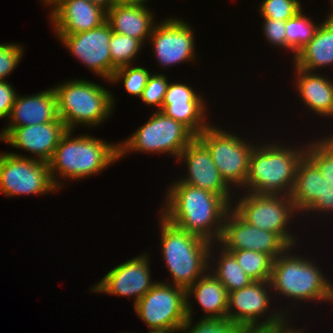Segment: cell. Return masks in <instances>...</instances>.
Returning <instances> with one entry per match:
<instances>
[{
  "label": "cell",
  "mask_w": 333,
  "mask_h": 333,
  "mask_svg": "<svg viewBox=\"0 0 333 333\" xmlns=\"http://www.w3.org/2000/svg\"><path fill=\"white\" fill-rule=\"evenodd\" d=\"M162 216L171 224L216 245L231 209L223 197L179 180L169 185Z\"/></svg>",
  "instance_id": "obj_1"
},
{
  "label": "cell",
  "mask_w": 333,
  "mask_h": 333,
  "mask_svg": "<svg viewBox=\"0 0 333 333\" xmlns=\"http://www.w3.org/2000/svg\"><path fill=\"white\" fill-rule=\"evenodd\" d=\"M72 134L71 130H67L48 162L51 178L57 189L62 188L59 176L63 180L65 177L72 180L88 178L101 173L119 160L118 143L110 144L88 134L77 137Z\"/></svg>",
  "instance_id": "obj_2"
},
{
  "label": "cell",
  "mask_w": 333,
  "mask_h": 333,
  "mask_svg": "<svg viewBox=\"0 0 333 333\" xmlns=\"http://www.w3.org/2000/svg\"><path fill=\"white\" fill-rule=\"evenodd\" d=\"M277 143L257 144L252 149L244 186L248 191L245 192L290 196L298 164L306 149Z\"/></svg>",
  "instance_id": "obj_3"
},
{
  "label": "cell",
  "mask_w": 333,
  "mask_h": 333,
  "mask_svg": "<svg viewBox=\"0 0 333 333\" xmlns=\"http://www.w3.org/2000/svg\"><path fill=\"white\" fill-rule=\"evenodd\" d=\"M161 253L172 285L187 290L209 270L211 242L171 224L160 214Z\"/></svg>",
  "instance_id": "obj_4"
},
{
  "label": "cell",
  "mask_w": 333,
  "mask_h": 333,
  "mask_svg": "<svg viewBox=\"0 0 333 333\" xmlns=\"http://www.w3.org/2000/svg\"><path fill=\"white\" fill-rule=\"evenodd\" d=\"M294 248L295 246L288 247L273 260L270 277L273 292L287 299L291 298L294 302L313 300L312 302L332 303L333 284H330V280L310 258L292 254L290 251H294Z\"/></svg>",
  "instance_id": "obj_5"
},
{
  "label": "cell",
  "mask_w": 333,
  "mask_h": 333,
  "mask_svg": "<svg viewBox=\"0 0 333 333\" xmlns=\"http://www.w3.org/2000/svg\"><path fill=\"white\" fill-rule=\"evenodd\" d=\"M52 88L56 94L58 117L67 130L75 132L77 124L98 126L114 110L112 92L86 79L68 80Z\"/></svg>",
  "instance_id": "obj_6"
},
{
  "label": "cell",
  "mask_w": 333,
  "mask_h": 333,
  "mask_svg": "<svg viewBox=\"0 0 333 333\" xmlns=\"http://www.w3.org/2000/svg\"><path fill=\"white\" fill-rule=\"evenodd\" d=\"M196 138L184 125L157 111L123 142L118 143L119 159L128 152L170 154L180 153Z\"/></svg>",
  "instance_id": "obj_7"
},
{
  "label": "cell",
  "mask_w": 333,
  "mask_h": 333,
  "mask_svg": "<svg viewBox=\"0 0 333 333\" xmlns=\"http://www.w3.org/2000/svg\"><path fill=\"white\" fill-rule=\"evenodd\" d=\"M270 292L272 294L270 281H253L244 288L228 293L226 318L239 323L247 331L271 330L284 326L287 323L286 321L289 320L288 310L292 309H284L286 312L276 310V313L275 311L273 313L269 312L271 315L265 316L268 313L267 310L271 308L270 298L272 297L271 294L269 296Z\"/></svg>",
  "instance_id": "obj_8"
},
{
  "label": "cell",
  "mask_w": 333,
  "mask_h": 333,
  "mask_svg": "<svg viewBox=\"0 0 333 333\" xmlns=\"http://www.w3.org/2000/svg\"><path fill=\"white\" fill-rule=\"evenodd\" d=\"M245 193L232 208L247 223L278 234L290 247L297 246V235L289 233L287 228L297 214L290 196Z\"/></svg>",
  "instance_id": "obj_9"
},
{
  "label": "cell",
  "mask_w": 333,
  "mask_h": 333,
  "mask_svg": "<svg viewBox=\"0 0 333 333\" xmlns=\"http://www.w3.org/2000/svg\"><path fill=\"white\" fill-rule=\"evenodd\" d=\"M238 136V137H237ZM223 129L210 125L197 138L206 146L225 182L239 189L246 183L254 145Z\"/></svg>",
  "instance_id": "obj_10"
},
{
  "label": "cell",
  "mask_w": 333,
  "mask_h": 333,
  "mask_svg": "<svg viewBox=\"0 0 333 333\" xmlns=\"http://www.w3.org/2000/svg\"><path fill=\"white\" fill-rule=\"evenodd\" d=\"M58 191L49 164L25 155L0 154V192L6 197L17 195H45Z\"/></svg>",
  "instance_id": "obj_11"
},
{
  "label": "cell",
  "mask_w": 333,
  "mask_h": 333,
  "mask_svg": "<svg viewBox=\"0 0 333 333\" xmlns=\"http://www.w3.org/2000/svg\"><path fill=\"white\" fill-rule=\"evenodd\" d=\"M133 307L149 330L182 329L187 319L186 290L157 282Z\"/></svg>",
  "instance_id": "obj_12"
},
{
  "label": "cell",
  "mask_w": 333,
  "mask_h": 333,
  "mask_svg": "<svg viewBox=\"0 0 333 333\" xmlns=\"http://www.w3.org/2000/svg\"><path fill=\"white\" fill-rule=\"evenodd\" d=\"M226 251L252 250L263 252L275 260L290 247L278 234L247 223L232 207L228 211L220 240Z\"/></svg>",
  "instance_id": "obj_13"
},
{
  "label": "cell",
  "mask_w": 333,
  "mask_h": 333,
  "mask_svg": "<svg viewBox=\"0 0 333 333\" xmlns=\"http://www.w3.org/2000/svg\"><path fill=\"white\" fill-rule=\"evenodd\" d=\"M112 30L107 22L75 34H56L61 44L91 72L110 83L111 56L109 43Z\"/></svg>",
  "instance_id": "obj_14"
},
{
  "label": "cell",
  "mask_w": 333,
  "mask_h": 333,
  "mask_svg": "<svg viewBox=\"0 0 333 333\" xmlns=\"http://www.w3.org/2000/svg\"><path fill=\"white\" fill-rule=\"evenodd\" d=\"M164 20L154 26L148 40L153 45L160 67L195 60L196 38L192 26L177 17Z\"/></svg>",
  "instance_id": "obj_15"
},
{
  "label": "cell",
  "mask_w": 333,
  "mask_h": 333,
  "mask_svg": "<svg viewBox=\"0 0 333 333\" xmlns=\"http://www.w3.org/2000/svg\"><path fill=\"white\" fill-rule=\"evenodd\" d=\"M147 253L129 259L112 268L91 292H104L111 295L134 296L135 305L156 283L151 281L150 259Z\"/></svg>",
  "instance_id": "obj_16"
},
{
  "label": "cell",
  "mask_w": 333,
  "mask_h": 333,
  "mask_svg": "<svg viewBox=\"0 0 333 333\" xmlns=\"http://www.w3.org/2000/svg\"><path fill=\"white\" fill-rule=\"evenodd\" d=\"M178 161H184L188 168L187 177L178 179L181 183L217 194L230 205L235 203L231 199L232 188L221 177L210 152L197 137L180 153Z\"/></svg>",
  "instance_id": "obj_17"
},
{
  "label": "cell",
  "mask_w": 333,
  "mask_h": 333,
  "mask_svg": "<svg viewBox=\"0 0 333 333\" xmlns=\"http://www.w3.org/2000/svg\"><path fill=\"white\" fill-rule=\"evenodd\" d=\"M200 95L187 84L169 83L160 111L186 126L197 137L211 125L206 121V100Z\"/></svg>",
  "instance_id": "obj_18"
},
{
  "label": "cell",
  "mask_w": 333,
  "mask_h": 333,
  "mask_svg": "<svg viewBox=\"0 0 333 333\" xmlns=\"http://www.w3.org/2000/svg\"><path fill=\"white\" fill-rule=\"evenodd\" d=\"M1 132L4 142L36 155L31 158L48 163L67 128L63 121H53L24 127H5Z\"/></svg>",
  "instance_id": "obj_19"
},
{
  "label": "cell",
  "mask_w": 333,
  "mask_h": 333,
  "mask_svg": "<svg viewBox=\"0 0 333 333\" xmlns=\"http://www.w3.org/2000/svg\"><path fill=\"white\" fill-rule=\"evenodd\" d=\"M51 9V24L56 34L88 31L106 22V10L90 0H59Z\"/></svg>",
  "instance_id": "obj_20"
},
{
  "label": "cell",
  "mask_w": 333,
  "mask_h": 333,
  "mask_svg": "<svg viewBox=\"0 0 333 333\" xmlns=\"http://www.w3.org/2000/svg\"><path fill=\"white\" fill-rule=\"evenodd\" d=\"M7 127H24L53 121H62L58 117L57 99L53 88L39 93L18 96L12 106Z\"/></svg>",
  "instance_id": "obj_21"
},
{
  "label": "cell",
  "mask_w": 333,
  "mask_h": 333,
  "mask_svg": "<svg viewBox=\"0 0 333 333\" xmlns=\"http://www.w3.org/2000/svg\"><path fill=\"white\" fill-rule=\"evenodd\" d=\"M146 5H113L106 11V22L111 30L136 38L142 44L149 40L154 26L153 11ZM152 11V12H151Z\"/></svg>",
  "instance_id": "obj_22"
},
{
  "label": "cell",
  "mask_w": 333,
  "mask_h": 333,
  "mask_svg": "<svg viewBox=\"0 0 333 333\" xmlns=\"http://www.w3.org/2000/svg\"><path fill=\"white\" fill-rule=\"evenodd\" d=\"M201 306L203 318H226L228 309V293L222 283L210 271L206 272L186 290V313L193 314L189 297Z\"/></svg>",
  "instance_id": "obj_23"
},
{
  "label": "cell",
  "mask_w": 333,
  "mask_h": 333,
  "mask_svg": "<svg viewBox=\"0 0 333 333\" xmlns=\"http://www.w3.org/2000/svg\"><path fill=\"white\" fill-rule=\"evenodd\" d=\"M295 87L304 105L320 116L333 117V82L319 73L295 67Z\"/></svg>",
  "instance_id": "obj_24"
},
{
  "label": "cell",
  "mask_w": 333,
  "mask_h": 333,
  "mask_svg": "<svg viewBox=\"0 0 333 333\" xmlns=\"http://www.w3.org/2000/svg\"><path fill=\"white\" fill-rule=\"evenodd\" d=\"M294 67L314 72L333 64V21L319 23L311 40L293 58Z\"/></svg>",
  "instance_id": "obj_25"
},
{
  "label": "cell",
  "mask_w": 333,
  "mask_h": 333,
  "mask_svg": "<svg viewBox=\"0 0 333 333\" xmlns=\"http://www.w3.org/2000/svg\"><path fill=\"white\" fill-rule=\"evenodd\" d=\"M321 173L317 166L306 156L298 164L294 187L290 194L298 214L305 211L320 195Z\"/></svg>",
  "instance_id": "obj_26"
},
{
  "label": "cell",
  "mask_w": 333,
  "mask_h": 333,
  "mask_svg": "<svg viewBox=\"0 0 333 333\" xmlns=\"http://www.w3.org/2000/svg\"><path fill=\"white\" fill-rule=\"evenodd\" d=\"M214 246V243H212L209 250V270H212L211 273L222 283L226 288L227 293L244 288L253 282V280L239 266L234 255L231 252L226 251L223 247L219 250L221 251L218 254L219 258L214 256L212 258L211 252H214L212 251V247ZM211 259L212 262L215 261V259H218L215 264L216 266L214 264L211 265Z\"/></svg>",
  "instance_id": "obj_27"
},
{
  "label": "cell",
  "mask_w": 333,
  "mask_h": 333,
  "mask_svg": "<svg viewBox=\"0 0 333 333\" xmlns=\"http://www.w3.org/2000/svg\"><path fill=\"white\" fill-rule=\"evenodd\" d=\"M239 266L253 281H270L273 259L263 252L230 250Z\"/></svg>",
  "instance_id": "obj_28"
},
{
  "label": "cell",
  "mask_w": 333,
  "mask_h": 333,
  "mask_svg": "<svg viewBox=\"0 0 333 333\" xmlns=\"http://www.w3.org/2000/svg\"><path fill=\"white\" fill-rule=\"evenodd\" d=\"M143 44L136 38L112 32L109 43L111 56V78L118 68L129 66L138 57Z\"/></svg>",
  "instance_id": "obj_29"
},
{
  "label": "cell",
  "mask_w": 333,
  "mask_h": 333,
  "mask_svg": "<svg viewBox=\"0 0 333 333\" xmlns=\"http://www.w3.org/2000/svg\"><path fill=\"white\" fill-rule=\"evenodd\" d=\"M316 24L301 9L294 17L285 21L286 44L297 54L313 37L318 27Z\"/></svg>",
  "instance_id": "obj_30"
},
{
  "label": "cell",
  "mask_w": 333,
  "mask_h": 333,
  "mask_svg": "<svg viewBox=\"0 0 333 333\" xmlns=\"http://www.w3.org/2000/svg\"><path fill=\"white\" fill-rule=\"evenodd\" d=\"M310 143L305 146V155L317 166L329 186H333V139L323 137Z\"/></svg>",
  "instance_id": "obj_31"
},
{
  "label": "cell",
  "mask_w": 333,
  "mask_h": 333,
  "mask_svg": "<svg viewBox=\"0 0 333 333\" xmlns=\"http://www.w3.org/2000/svg\"><path fill=\"white\" fill-rule=\"evenodd\" d=\"M192 315H187L182 332L184 333H246L247 330L228 318H201L194 324ZM194 324V326H192ZM192 327V328H191ZM190 329V330H189Z\"/></svg>",
  "instance_id": "obj_32"
},
{
  "label": "cell",
  "mask_w": 333,
  "mask_h": 333,
  "mask_svg": "<svg viewBox=\"0 0 333 333\" xmlns=\"http://www.w3.org/2000/svg\"><path fill=\"white\" fill-rule=\"evenodd\" d=\"M133 66L134 65L132 64L116 69L110 83L123 81L127 93L140 98L151 72L145 67Z\"/></svg>",
  "instance_id": "obj_33"
},
{
  "label": "cell",
  "mask_w": 333,
  "mask_h": 333,
  "mask_svg": "<svg viewBox=\"0 0 333 333\" xmlns=\"http://www.w3.org/2000/svg\"><path fill=\"white\" fill-rule=\"evenodd\" d=\"M302 9L299 0H263L258 10L263 18L287 21Z\"/></svg>",
  "instance_id": "obj_34"
},
{
  "label": "cell",
  "mask_w": 333,
  "mask_h": 333,
  "mask_svg": "<svg viewBox=\"0 0 333 333\" xmlns=\"http://www.w3.org/2000/svg\"><path fill=\"white\" fill-rule=\"evenodd\" d=\"M167 80L165 74H151L140 97L142 101L147 105L155 106L157 111H160L169 84Z\"/></svg>",
  "instance_id": "obj_35"
},
{
  "label": "cell",
  "mask_w": 333,
  "mask_h": 333,
  "mask_svg": "<svg viewBox=\"0 0 333 333\" xmlns=\"http://www.w3.org/2000/svg\"><path fill=\"white\" fill-rule=\"evenodd\" d=\"M23 48L14 42L0 44V81H5L7 76L14 71L22 60Z\"/></svg>",
  "instance_id": "obj_36"
},
{
  "label": "cell",
  "mask_w": 333,
  "mask_h": 333,
  "mask_svg": "<svg viewBox=\"0 0 333 333\" xmlns=\"http://www.w3.org/2000/svg\"><path fill=\"white\" fill-rule=\"evenodd\" d=\"M263 31L264 35L268 41L273 46L284 47L287 50L289 49L294 53V57L296 53L286 44V28L285 21L280 20H272L269 18H263Z\"/></svg>",
  "instance_id": "obj_37"
},
{
  "label": "cell",
  "mask_w": 333,
  "mask_h": 333,
  "mask_svg": "<svg viewBox=\"0 0 333 333\" xmlns=\"http://www.w3.org/2000/svg\"><path fill=\"white\" fill-rule=\"evenodd\" d=\"M326 212L329 214L333 211V186H329L326 179L321 174L320 195L316 201L306 210L308 212Z\"/></svg>",
  "instance_id": "obj_38"
},
{
  "label": "cell",
  "mask_w": 333,
  "mask_h": 333,
  "mask_svg": "<svg viewBox=\"0 0 333 333\" xmlns=\"http://www.w3.org/2000/svg\"><path fill=\"white\" fill-rule=\"evenodd\" d=\"M13 86L5 81H0V119L9 118L12 106L17 97Z\"/></svg>",
  "instance_id": "obj_39"
},
{
  "label": "cell",
  "mask_w": 333,
  "mask_h": 333,
  "mask_svg": "<svg viewBox=\"0 0 333 333\" xmlns=\"http://www.w3.org/2000/svg\"><path fill=\"white\" fill-rule=\"evenodd\" d=\"M288 323L289 322L287 321V323L284 326L274 329V333H305V331H303L305 329H301V328L295 329L294 327L292 329V327L290 325H288Z\"/></svg>",
  "instance_id": "obj_40"
},
{
  "label": "cell",
  "mask_w": 333,
  "mask_h": 333,
  "mask_svg": "<svg viewBox=\"0 0 333 333\" xmlns=\"http://www.w3.org/2000/svg\"><path fill=\"white\" fill-rule=\"evenodd\" d=\"M149 0H113L114 5H145Z\"/></svg>",
  "instance_id": "obj_41"
},
{
  "label": "cell",
  "mask_w": 333,
  "mask_h": 333,
  "mask_svg": "<svg viewBox=\"0 0 333 333\" xmlns=\"http://www.w3.org/2000/svg\"><path fill=\"white\" fill-rule=\"evenodd\" d=\"M92 3L102 7L104 10H109L113 5V0H90Z\"/></svg>",
  "instance_id": "obj_42"
},
{
  "label": "cell",
  "mask_w": 333,
  "mask_h": 333,
  "mask_svg": "<svg viewBox=\"0 0 333 333\" xmlns=\"http://www.w3.org/2000/svg\"><path fill=\"white\" fill-rule=\"evenodd\" d=\"M182 331V329H163V330H150L148 333H176Z\"/></svg>",
  "instance_id": "obj_43"
},
{
  "label": "cell",
  "mask_w": 333,
  "mask_h": 333,
  "mask_svg": "<svg viewBox=\"0 0 333 333\" xmlns=\"http://www.w3.org/2000/svg\"><path fill=\"white\" fill-rule=\"evenodd\" d=\"M246 333H274V329H271V330H253V331H247Z\"/></svg>",
  "instance_id": "obj_44"
},
{
  "label": "cell",
  "mask_w": 333,
  "mask_h": 333,
  "mask_svg": "<svg viewBox=\"0 0 333 333\" xmlns=\"http://www.w3.org/2000/svg\"><path fill=\"white\" fill-rule=\"evenodd\" d=\"M43 3H45V5H49L50 8L52 7V5H55L59 0H41Z\"/></svg>",
  "instance_id": "obj_45"
},
{
  "label": "cell",
  "mask_w": 333,
  "mask_h": 333,
  "mask_svg": "<svg viewBox=\"0 0 333 333\" xmlns=\"http://www.w3.org/2000/svg\"><path fill=\"white\" fill-rule=\"evenodd\" d=\"M330 2H331V4L333 5V0H330ZM332 8H333V6H331ZM330 11H332L330 14H328V18L331 20V21H333V9L332 10H330Z\"/></svg>",
  "instance_id": "obj_46"
},
{
  "label": "cell",
  "mask_w": 333,
  "mask_h": 333,
  "mask_svg": "<svg viewBox=\"0 0 333 333\" xmlns=\"http://www.w3.org/2000/svg\"><path fill=\"white\" fill-rule=\"evenodd\" d=\"M4 140V136H3V133L0 132V141Z\"/></svg>",
  "instance_id": "obj_47"
},
{
  "label": "cell",
  "mask_w": 333,
  "mask_h": 333,
  "mask_svg": "<svg viewBox=\"0 0 333 333\" xmlns=\"http://www.w3.org/2000/svg\"><path fill=\"white\" fill-rule=\"evenodd\" d=\"M326 136H327L326 138L333 139V134H331V135H326Z\"/></svg>",
  "instance_id": "obj_48"
}]
</instances>
